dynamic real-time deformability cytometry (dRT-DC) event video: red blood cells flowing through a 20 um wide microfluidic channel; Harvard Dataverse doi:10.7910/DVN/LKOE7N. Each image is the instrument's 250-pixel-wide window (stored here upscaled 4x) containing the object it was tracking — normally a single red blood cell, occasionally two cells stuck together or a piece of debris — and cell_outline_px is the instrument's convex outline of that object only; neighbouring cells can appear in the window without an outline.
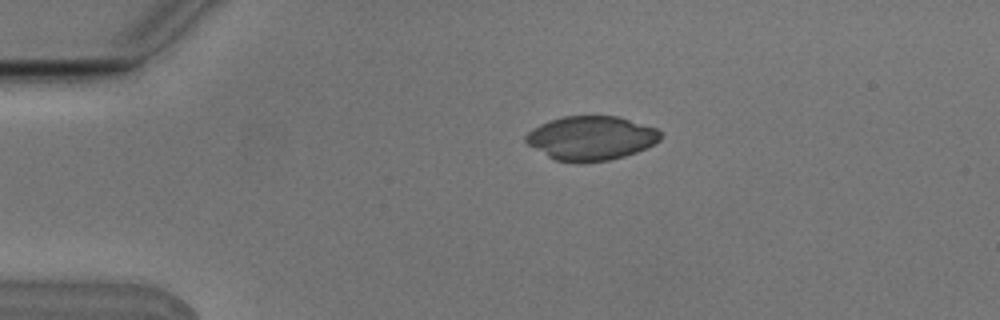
{"species": "Egyptian fruit bat (a non-hibernating species)", "species_latin": "Rousettus aegyptiacus", "temperature_condition": "cold", "stored_images_in_passage": 2, "camera_frame_rate_fps": 3000, "um_per_image_px": 0.085, "animal": {"sex": "male"}, "frame": {"image": 1, "passage_image": 1, "time_ms": 0.0, "image_size_px": [1000, 320], "cell_outline_px": [[660, 140], [648, 148], [624, 156], [608, 160], [556, 160], [548, 156], [528, 144], [524, 140], [524, 136], [532, 128], [548, 120], [564, 116], [616, 116], [656, 128], [660, 132]], "centroid_in_image_um": [50.24, 11.7], "position_along_channel_um": 34.8, "area_um2": 33.93}}